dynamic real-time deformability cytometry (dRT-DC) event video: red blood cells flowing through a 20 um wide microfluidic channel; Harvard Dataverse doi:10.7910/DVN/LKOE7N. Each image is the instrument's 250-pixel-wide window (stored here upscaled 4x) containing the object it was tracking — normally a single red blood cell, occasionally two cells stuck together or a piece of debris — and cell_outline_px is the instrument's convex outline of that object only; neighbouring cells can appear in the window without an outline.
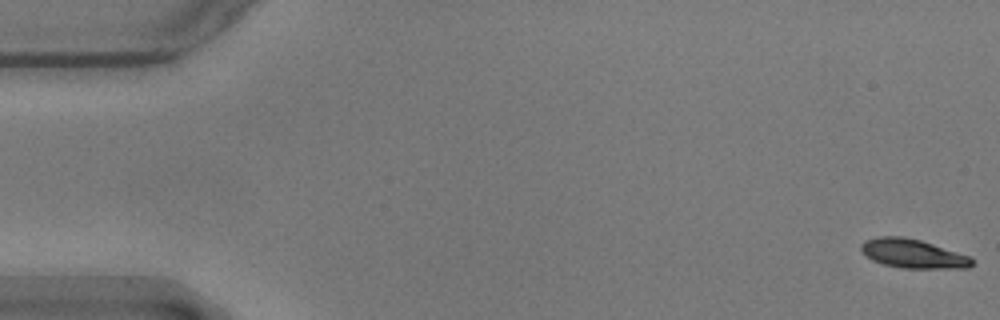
{"species": "common noctule bat (a hibernating species)", "species_latin": "Nyctalus noctula", "temperature_condition": "warm", "stored_images_in_passage": 58, "camera_frame_rate_fps": 3000, "um_per_image_px": 0.085, "animal": {"sex": "male", "body_mass_g": 17.9}, "frame": {"image": 1, "passage_image": 1, "time_ms": 0.0, "image_size_px": [1000, 320], "cell_outline_px": [[976, 260], [968, 268], [904, 268], [884, 264], [872, 260], [860, 252], [860, 244], [864, 240], [876, 236], [904, 236], [920, 240], [972, 256]], "centroid_in_image_um": [77.59, 21.55], "position_along_channel_um": 7.4, "area_um2": 19.02}}
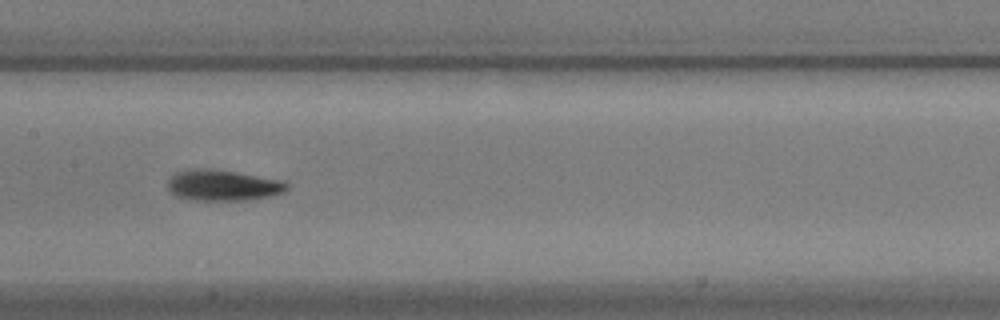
{"frame": {"image": 2, "passage_image": 28, "time_ms": 9.0, "image_size_px": [1000, 320], "cell_outline_px": [[288, 188], [284, 192], [268, 196], [244, 200], [196, 200], [176, 196], [168, 188], [168, 180], [176, 172], [192, 168], [212, 168], [280, 180], [288, 184]], "centroid_in_image_um": [18.91, 15.74], "position_along_channel_um": 188.5, "area_um2": 21.21}}
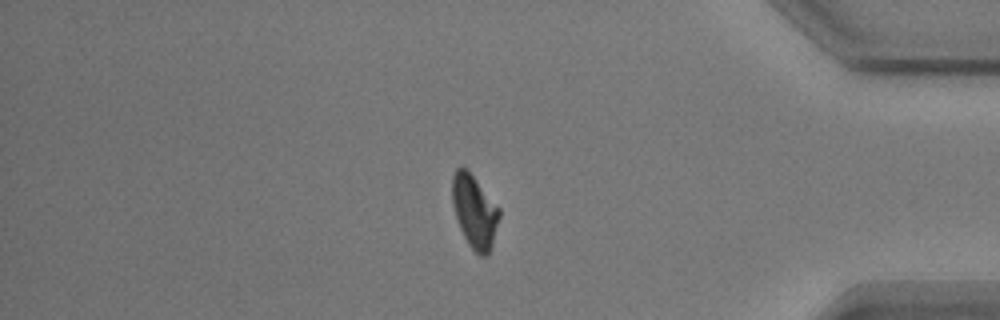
{"frame": {"image": 3, "passage_image": 48, "time_ms": 15.667, "image_size_px": [1000, 320], "cell_outline_px": [[500, 216], [492, 248], [488, 256], [480, 256], [468, 244], [460, 228], [452, 204], [452, 176], [456, 168], [460, 164], [472, 176], [500, 208]], "centroid_in_image_um": [40.34, 18.0], "position_along_channel_um": 394.9, "area_um2": 19.94}, "authors_computed_cell_mechanics": {"area_um2": 19.941, "velocity_mm_per_s": 3.5531, "shape_relaxation_time_tau1_ms": 2.616, "shape_relaxation_time_tau2_ms": 4.9734, "deformation_change_tau1": 0.1379, "deformation_change_tau2": 0.1076}}